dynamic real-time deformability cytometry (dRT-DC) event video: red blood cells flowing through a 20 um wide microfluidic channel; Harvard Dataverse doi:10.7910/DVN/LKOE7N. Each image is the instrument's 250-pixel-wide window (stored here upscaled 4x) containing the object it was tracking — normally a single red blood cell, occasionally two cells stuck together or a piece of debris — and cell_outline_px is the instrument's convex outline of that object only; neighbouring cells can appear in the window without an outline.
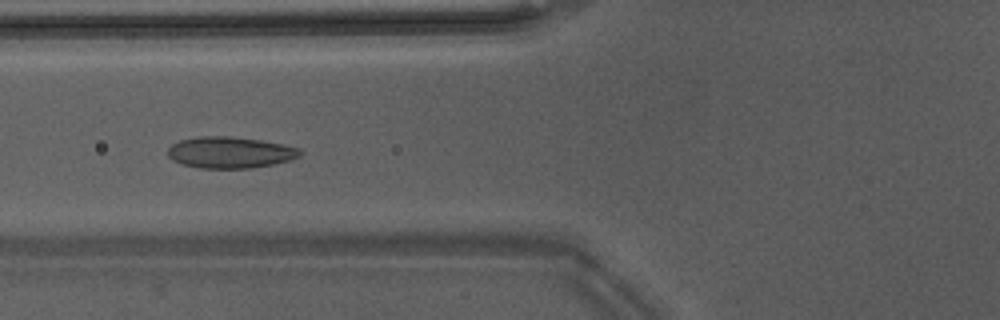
{"species": "Egyptian fruit bat (a non-hibernating species)", "species_latin": "Rousettus aegyptiacus", "temperature_condition": "warm", "stored_images_in_passage": 36, "camera_frame_rate_fps": 3000, "um_per_image_px": 0.085, "animal": {"sex": "male"}, "frame": {"image": 1, "passage_image": 7, "time_ms": 2.0, "image_size_px": [1000, 320], "cell_outline_px": [[300, 156], [288, 160], [272, 164], [252, 168], [196, 168], [172, 160], [168, 156], [168, 148], [172, 144], [180, 140], [200, 136], [232, 136], [260, 140], [284, 144], [300, 148]], "centroid_in_image_um": [19.54, 12.95], "position_along_channel_um": 106.3, "area_um2": 24.16}}
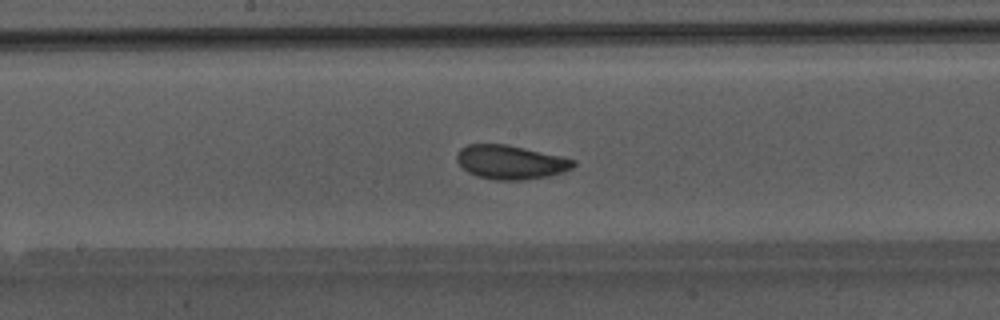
{"frame": {"image": 2, "passage_image": 14, "time_ms": 4.333, "image_size_px": [1000, 320], "cell_outline_px": [[576, 164], [572, 168], [548, 176], [524, 180], [496, 180], [476, 176], [468, 172], [456, 160], [456, 156], [460, 148], [468, 144], [508, 144], [560, 156], [576, 160]], "centroid_in_image_um": [43.38, 13.78], "position_along_channel_um": 204.8, "area_um2": 23.0}}
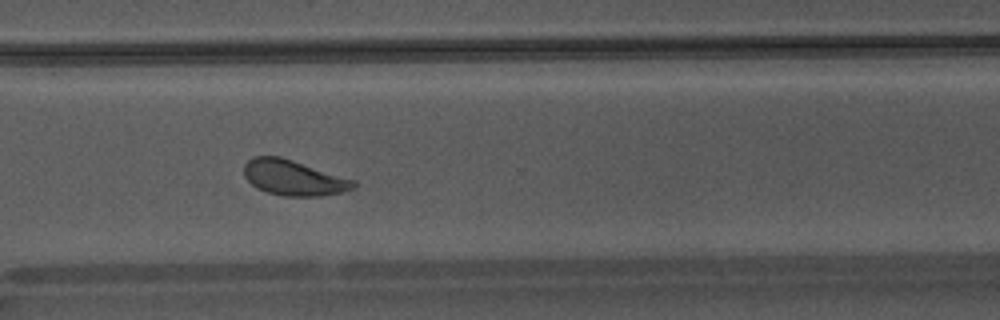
{"frame": {"image": 3, "passage_image": 24, "time_ms": 7.667, "image_size_px": [1000, 320], "cell_outline_px": [[356, 184], [352, 188], [344, 192], [320, 196], [284, 196], [268, 192], [256, 188], [244, 176], [244, 164], [252, 156], [280, 156], [356, 180]], "centroid_in_image_um": [24.95, 15.1], "position_along_channel_um": 345.7, "area_um2": 22.6}, "authors_computed_cell_mechanics": {"area_um2": 22.6865, "velocity_mm_per_s": 4.2283, "shape_relaxation_time_tau1_ms": 2.719, "shape_relaxation_time_tau2_ms": 1.7971, "deformation_change_tau1": 0.0932, "deformation_change_tau2": 0.0643}}